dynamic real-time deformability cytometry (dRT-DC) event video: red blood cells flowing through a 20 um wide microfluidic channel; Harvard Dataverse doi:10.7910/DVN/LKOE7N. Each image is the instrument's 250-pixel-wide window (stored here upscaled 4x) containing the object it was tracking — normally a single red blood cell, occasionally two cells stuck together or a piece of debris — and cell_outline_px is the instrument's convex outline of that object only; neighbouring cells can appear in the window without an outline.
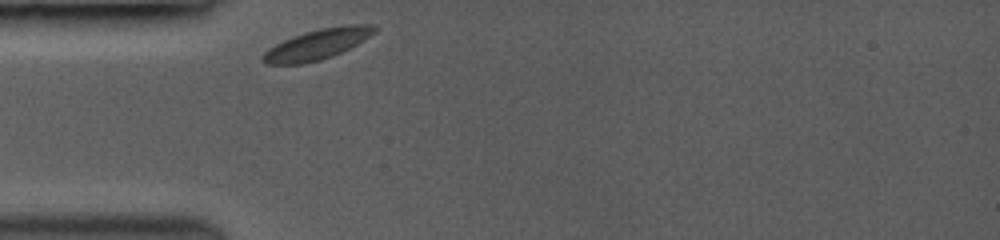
{"species": "common noctule bat (a hibernating species)", "species_latin": "Nyctalus noctula", "temperature_condition": "room temperature", "stored_images_in_passage": 1, "camera_frame_rate_fps": 3000, "um_per_image_px": 0.085, "animal": {"sex": "female", "body_mass_g": 19.0, "forearm_length_mm": 53.3}, "frame": {"image": 1, "passage_image": 1, "time_ms": 0.0, "image_size_px": [1000, 240], "cell_outline_px": [[376, 32], [364, 40], [332, 56], [320, 60], [304, 64], [268, 64], [264, 60], [264, 52], [268, 48], [292, 36], [304, 32], [320, 28], [348, 24], [372, 24], [376, 28]], "centroid_in_image_um": [27.0, 3.75], "position_along_channel_um": 58.0, "area_um2": 19.54}}